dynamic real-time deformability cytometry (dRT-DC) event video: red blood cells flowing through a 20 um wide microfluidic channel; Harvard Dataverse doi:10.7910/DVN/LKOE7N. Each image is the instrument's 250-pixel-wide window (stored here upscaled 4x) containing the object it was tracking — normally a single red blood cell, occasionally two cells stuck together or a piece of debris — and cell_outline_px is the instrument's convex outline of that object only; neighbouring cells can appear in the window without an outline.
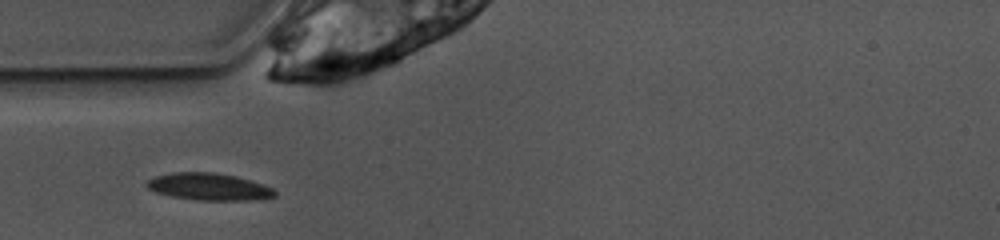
{"species": "common noctule bat (a hibernating species)", "species_latin": "Nyctalus noctula", "temperature_condition": "warm", "stored_images_in_passage": 25, "camera_frame_rate_fps": 3000, "um_per_image_px": 0.085, "animal": {"sex": "female", "body_mass_g": 10.0, "forearm_length_mm": 53.1}, "frame": {"image": 1, "passage_image": 1, "time_ms": 0.0, "image_size_px": [1000, 240], "cell_outline_px": [[276, 196], [256, 200], [196, 200], [172, 196], [156, 192], [148, 188], [144, 184], [148, 180], [156, 176], [176, 172], [216, 172], [236, 176], [264, 184], [272, 188], [276, 192]], "centroid_in_image_um": [17.78, 15.87], "position_along_channel_um": 67.2, "area_um2": 20.23}}
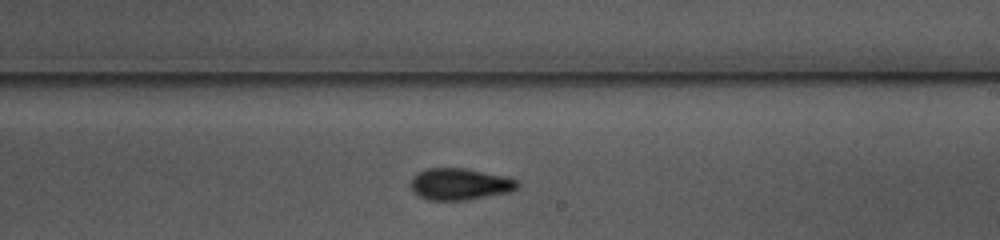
{"frame": {"image": 2, "passage_image": 15, "time_ms": 4.667, "image_size_px": [1000, 240], "cell_outline_px": [[520, 188], [512, 192], [468, 200], [428, 200], [412, 192], [412, 180], [420, 172], [428, 168], [464, 168], [508, 176], [520, 180]], "centroid_in_image_um": [39.21, 15.66], "position_along_channel_um": 249.8, "area_um2": 19.94}}
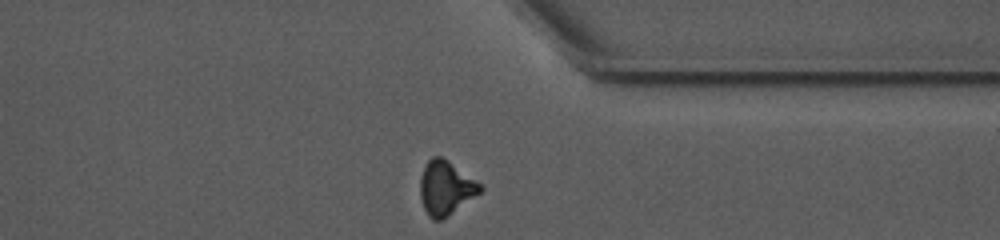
{"frame": {"image": 3, "passage_image": 25, "time_ms": 8.0, "image_size_px": [1000, 240], "cell_outline_px": [[484, 188], [480, 192], [448, 216], [440, 220], [432, 220], [428, 216], [424, 208], [420, 196], [420, 176], [424, 164], [432, 156], [440, 156], [448, 160], [480, 184]], "centroid_in_image_um": [37.84, 15.97], "position_along_channel_um": 373.6, "area_um2": 18.79}}